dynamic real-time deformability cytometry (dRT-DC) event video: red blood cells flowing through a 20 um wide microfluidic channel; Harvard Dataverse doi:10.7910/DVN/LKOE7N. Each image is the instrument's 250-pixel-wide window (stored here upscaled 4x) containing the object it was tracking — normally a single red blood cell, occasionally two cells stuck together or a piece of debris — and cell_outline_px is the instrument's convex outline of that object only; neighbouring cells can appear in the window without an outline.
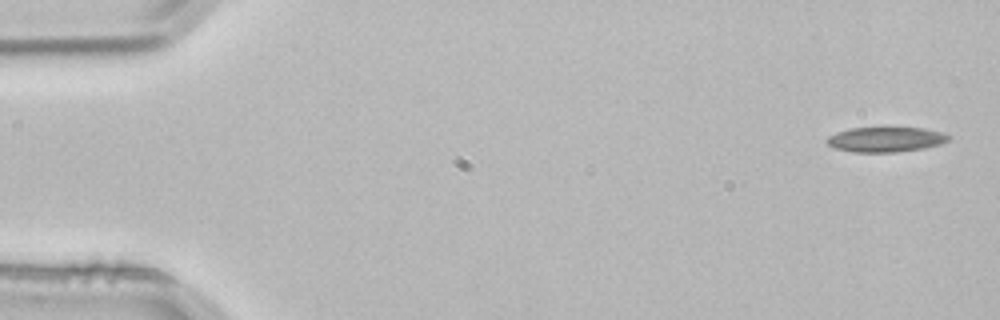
{"species": "common noctule bat (a hibernating species)", "species_latin": "Nyctalus noctula", "temperature_condition": "room temperature", "stored_images_in_passage": 4, "camera_frame_rate_fps": 3000, "um_per_image_px": 0.085, "animal": {"sex": "male", "body_mass_g": 21.5, "forearm_length_mm": 52.0}, "frame": {"image": 1, "passage_image": 1, "time_ms": 0.0, "image_size_px": [1000, 320], "cell_outline_px": [[952, 136], [948, 140], [940, 144], [924, 148], [896, 152], [852, 152], [832, 148], [824, 140], [828, 136], [836, 132], [852, 128], [924, 128], [940, 132]], "centroid_in_image_um": [75.24, 11.86], "position_along_channel_um": 9.8, "area_um2": 17.74}}
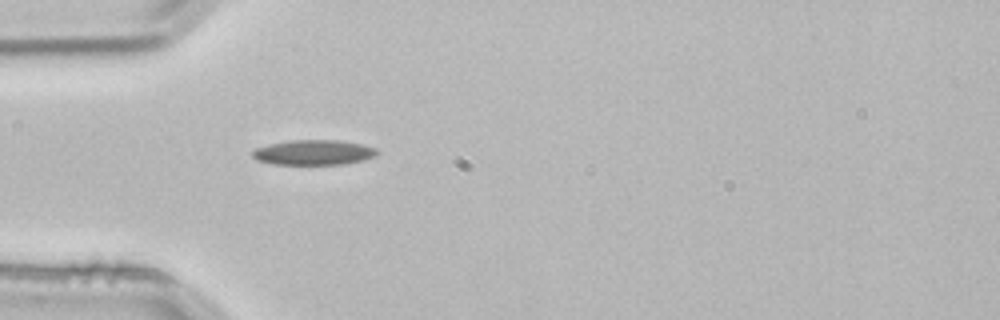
{"frame": {"image": 2, "passage_image": 4, "time_ms": 1.0, "image_size_px": [1000, 320], "cell_outline_px": [[380, 152], [376, 156], [364, 160], [344, 164], [272, 164], [256, 160], [252, 156], [252, 152], [256, 148], [268, 144], [292, 140], [340, 140], [360, 144], [376, 148]], "centroid_in_image_um": [26.67, 12.96], "position_along_channel_um": 58.3, "area_um2": 18.26}}